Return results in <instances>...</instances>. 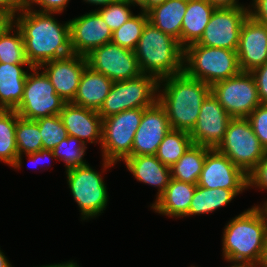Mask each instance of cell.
I'll return each mask as SVG.
<instances>
[{"mask_svg":"<svg viewBox=\"0 0 267 267\" xmlns=\"http://www.w3.org/2000/svg\"><path fill=\"white\" fill-rule=\"evenodd\" d=\"M26 5L11 21L20 30L28 63L39 67L43 63L72 54L70 24H60L53 13H42ZM15 19V20H14Z\"/></svg>","mask_w":267,"mask_h":267,"instance_id":"1","label":"cell"},{"mask_svg":"<svg viewBox=\"0 0 267 267\" xmlns=\"http://www.w3.org/2000/svg\"><path fill=\"white\" fill-rule=\"evenodd\" d=\"M158 92L157 101L165 109L171 129L190 132L211 86L182 72L159 79Z\"/></svg>","mask_w":267,"mask_h":267,"instance_id":"2","label":"cell"},{"mask_svg":"<svg viewBox=\"0 0 267 267\" xmlns=\"http://www.w3.org/2000/svg\"><path fill=\"white\" fill-rule=\"evenodd\" d=\"M262 206L249 208L225 226L222 250L227 262L260 263L267 236V209Z\"/></svg>","mask_w":267,"mask_h":267,"instance_id":"3","label":"cell"},{"mask_svg":"<svg viewBox=\"0 0 267 267\" xmlns=\"http://www.w3.org/2000/svg\"><path fill=\"white\" fill-rule=\"evenodd\" d=\"M134 53L142 73L155 76L158 80L183 72L184 48L179 41L149 21L144 26Z\"/></svg>","mask_w":267,"mask_h":267,"instance_id":"4","label":"cell"},{"mask_svg":"<svg viewBox=\"0 0 267 267\" xmlns=\"http://www.w3.org/2000/svg\"><path fill=\"white\" fill-rule=\"evenodd\" d=\"M183 72L209 86L238 75L237 52L193 43L184 48ZM187 63V64H185Z\"/></svg>","mask_w":267,"mask_h":267,"instance_id":"5","label":"cell"},{"mask_svg":"<svg viewBox=\"0 0 267 267\" xmlns=\"http://www.w3.org/2000/svg\"><path fill=\"white\" fill-rule=\"evenodd\" d=\"M143 111L142 108L125 110L102 119L103 170L131 157L134 136L139 128Z\"/></svg>","mask_w":267,"mask_h":267,"instance_id":"6","label":"cell"},{"mask_svg":"<svg viewBox=\"0 0 267 267\" xmlns=\"http://www.w3.org/2000/svg\"><path fill=\"white\" fill-rule=\"evenodd\" d=\"M158 84L155 76L144 73L132 79L114 81L98 114L104 119L125 110L147 108L158 99Z\"/></svg>","mask_w":267,"mask_h":267,"instance_id":"7","label":"cell"},{"mask_svg":"<svg viewBox=\"0 0 267 267\" xmlns=\"http://www.w3.org/2000/svg\"><path fill=\"white\" fill-rule=\"evenodd\" d=\"M248 175L265 156L266 150L247 118H232L223 141L216 148Z\"/></svg>","mask_w":267,"mask_h":267,"instance_id":"8","label":"cell"},{"mask_svg":"<svg viewBox=\"0 0 267 267\" xmlns=\"http://www.w3.org/2000/svg\"><path fill=\"white\" fill-rule=\"evenodd\" d=\"M67 183L82 219L93 218L106 209L108 193L100 173L89 164L66 170Z\"/></svg>","mask_w":267,"mask_h":267,"instance_id":"9","label":"cell"},{"mask_svg":"<svg viewBox=\"0 0 267 267\" xmlns=\"http://www.w3.org/2000/svg\"><path fill=\"white\" fill-rule=\"evenodd\" d=\"M32 72L27 74L22 101L15 109L19 117L36 120L41 117L59 115L67 103L59 95L42 71L38 67H32Z\"/></svg>","mask_w":267,"mask_h":267,"instance_id":"10","label":"cell"},{"mask_svg":"<svg viewBox=\"0 0 267 267\" xmlns=\"http://www.w3.org/2000/svg\"><path fill=\"white\" fill-rule=\"evenodd\" d=\"M211 94L232 118H247L261 104L255 79L250 72H240L213 84Z\"/></svg>","mask_w":267,"mask_h":267,"instance_id":"11","label":"cell"},{"mask_svg":"<svg viewBox=\"0 0 267 267\" xmlns=\"http://www.w3.org/2000/svg\"><path fill=\"white\" fill-rule=\"evenodd\" d=\"M87 65L114 81H123L142 74L134 51L112 42L92 50L87 56Z\"/></svg>","mask_w":267,"mask_h":267,"instance_id":"12","label":"cell"},{"mask_svg":"<svg viewBox=\"0 0 267 267\" xmlns=\"http://www.w3.org/2000/svg\"><path fill=\"white\" fill-rule=\"evenodd\" d=\"M248 10V7L216 8L197 44L237 51L240 30L249 15Z\"/></svg>","mask_w":267,"mask_h":267,"instance_id":"13","label":"cell"},{"mask_svg":"<svg viewBox=\"0 0 267 267\" xmlns=\"http://www.w3.org/2000/svg\"><path fill=\"white\" fill-rule=\"evenodd\" d=\"M197 185L210 189H228L238 195L244 189H248V176L232 163L227 156L216 149H211L206 154Z\"/></svg>","mask_w":267,"mask_h":267,"instance_id":"14","label":"cell"},{"mask_svg":"<svg viewBox=\"0 0 267 267\" xmlns=\"http://www.w3.org/2000/svg\"><path fill=\"white\" fill-rule=\"evenodd\" d=\"M231 119L210 93L202 103L195 126L189 132L193 144L216 149L223 141Z\"/></svg>","mask_w":267,"mask_h":267,"instance_id":"15","label":"cell"},{"mask_svg":"<svg viewBox=\"0 0 267 267\" xmlns=\"http://www.w3.org/2000/svg\"><path fill=\"white\" fill-rule=\"evenodd\" d=\"M69 24L73 54L87 56L92 50L112 41V30L96 10L69 20Z\"/></svg>","mask_w":267,"mask_h":267,"instance_id":"16","label":"cell"},{"mask_svg":"<svg viewBox=\"0 0 267 267\" xmlns=\"http://www.w3.org/2000/svg\"><path fill=\"white\" fill-rule=\"evenodd\" d=\"M87 66L86 56L71 54L51 60L38 67L52 83L55 92L67 103L74 100L80 84L82 72Z\"/></svg>","mask_w":267,"mask_h":267,"instance_id":"17","label":"cell"},{"mask_svg":"<svg viewBox=\"0 0 267 267\" xmlns=\"http://www.w3.org/2000/svg\"><path fill=\"white\" fill-rule=\"evenodd\" d=\"M171 130L166 111L158 101L144 108L131 156L155 155L165 135Z\"/></svg>","mask_w":267,"mask_h":267,"instance_id":"18","label":"cell"},{"mask_svg":"<svg viewBox=\"0 0 267 267\" xmlns=\"http://www.w3.org/2000/svg\"><path fill=\"white\" fill-rule=\"evenodd\" d=\"M241 72H251L267 62V26L247 16L242 24L237 48Z\"/></svg>","mask_w":267,"mask_h":267,"instance_id":"19","label":"cell"},{"mask_svg":"<svg viewBox=\"0 0 267 267\" xmlns=\"http://www.w3.org/2000/svg\"><path fill=\"white\" fill-rule=\"evenodd\" d=\"M68 135L80 139L83 144L102 143V118L98 111L66 103L59 113Z\"/></svg>","mask_w":267,"mask_h":267,"instance_id":"20","label":"cell"},{"mask_svg":"<svg viewBox=\"0 0 267 267\" xmlns=\"http://www.w3.org/2000/svg\"><path fill=\"white\" fill-rule=\"evenodd\" d=\"M124 163L139 182L159 187L156 200L164 193L171 179L170 167L162 164L155 155L131 156Z\"/></svg>","mask_w":267,"mask_h":267,"instance_id":"21","label":"cell"},{"mask_svg":"<svg viewBox=\"0 0 267 267\" xmlns=\"http://www.w3.org/2000/svg\"><path fill=\"white\" fill-rule=\"evenodd\" d=\"M113 81L102 73L94 71L88 65L82 72L74 105L99 111L108 96Z\"/></svg>","mask_w":267,"mask_h":267,"instance_id":"22","label":"cell"},{"mask_svg":"<svg viewBox=\"0 0 267 267\" xmlns=\"http://www.w3.org/2000/svg\"><path fill=\"white\" fill-rule=\"evenodd\" d=\"M195 184L170 179L164 193L152 204L153 210L169 217H185L193 198Z\"/></svg>","mask_w":267,"mask_h":267,"instance_id":"23","label":"cell"},{"mask_svg":"<svg viewBox=\"0 0 267 267\" xmlns=\"http://www.w3.org/2000/svg\"><path fill=\"white\" fill-rule=\"evenodd\" d=\"M30 64H9L0 62V109L15 110L24 95L27 71L22 66Z\"/></svg>","mask_w":267,"mask_h":267,"instance_id":"24","label":"cell"},{"mask_svg":"<svg viewBox=\"0 0 267 267\" xmlns=\"http://www.w3.org/2000/svg\"><path fill=\"white\" fill-rule=\"evenodd\" d=\"M215 9L207 0H187L181 29L183 48L200 40Z\"/></svg>","mask_w":267,"mask_h":267,"instance_id":"25","label":"cell"},{"mask_svg":"<svg viewBox=\"0 0 267 267\" xmlns=\"http://www.w3.org/2000/svg\"><path fill=\"white\" fill-rule=\"evenodd\" d=\"M186 8L187 0H167L147 12L148 21L181 45L182 20Z\"/></svg>","mask_w":267,"mask_h":267,"instance_id":"26","label":"cell"},{"mask_svg":"<svg viewBox=\"0 0 267 267\" xmlns=\"http://www.w3.org/2000/svg\"><path fill=\"white\" fill-rule=\"evenodd\" d=\"M211 149L193 144L183 156L170 167L171 178L197 185L206 154Z\"/></svg>","mask_w":267,"mask_h":267,"instance_id":"27","label":"cell"},{"mask_svg":"<svg viewBox=\"0 0 267 267\" xmlns=\"http://www.w3.org/2000/svg\"><path fill=\"white\" fill-rule=\"evenodd\" d=\"M236 196L237 194L232 190L210 189L197 185L186 216L214 212L216 209L226 206Z\"/></svg>","mask_w":267,"mask_h":267,"instance_id":"28","label":"cell"},{"mask_svg":"<svg viewBox=\"0 0 267 267\" xmlns=\"http://www.w3.org/2000/svg\"><path fill=\"white\" fill-rule=\"evenodd\" d=\"M15 134L18 156L12 167L14 169H21L22 154H31L43 149L42 136L36 120H29L22 117L17 119Z\"/></svg>","mask_w":267,"mask_h":267,"instance_id":"29","label":"cell"},{"mask_svg":"<svg viewBox=\"0 0 267 267\" xmlns=\"http://www.w3.org/2000/svg\"><path fill=\"white\" fill-rule=\"evenodd\" d=\"M13 28L16 29L13 30ZM0 62L9 64H29L25 53L22 34L12 21L0 32Z\"/></svg>","mask_w":267,"mask_h":267,"instance_id":"30","label":"cell"},{"mask_svg":"<svg viewBox=\"0 0 267 267\" xmlns=\"http://www.w3.org/2000/svg\"><path fill=\"white\" fill-rule=\"evenodd\" d=\"M192 145L189 132L172 129L165 135L155 156L162 164L171 167Z\"/></svg>","mask_w":267,"mask_h":267,"instance_id":"31","label":"cell"},{"mask_svg":"<svg viewBox=\"0 0 267 267\" xmlns=\"http://www.w3.org/2000/svg\"><path fill=\"white\" fill-rule=\"evenodd\" d=\"M18 118L15 110L0 109V161L11 167L18 156L15 134Z\"/></svg>","mask_w":267,"mask_h":267,"instance_id":"32","label":"cell"},{"mask_svg":"<svg viewBox=\"0 0 267 267\" xmlns=\"http://www.w3.org/2000/svg\"><path fill=\"white\" fill-rule=\"evenodd\" d=\"M147 22L148 15L144 11H141L138 15H132L118 29L113 31L111 42L134 51Z\"/></svg>","mask_w":267,"mask_h":267,"instance_id":"33","label":"cell"},{"mask_svg":"<svg viewBox=\"0 0 267 267\" xmlns=\"http://www.w3.org/2000/svg\"><path fill=\"white\" fill-rule=\"evenodd\" d=\"M86 148L80 139L68 136L53 149V153L56 159L60 158L59 160L65 163L67 170L87 164L86 160H83Z\"/></svg>","mask_w":267,"mask_h":267,"instance_id":"34","label":"cell"},{"mask_svg":"<svg viewBox=\"0 0 267 267\" xmlns=\"http://www.w3.org/2000/svg\"><path fill=\"white\" fill-rule=\"evenodd\" d=\"M36 121L42 136L43 149L53 150L63 139L69 136L59 115L41 117Z\"/></svg>","mask_w":267,"mask_h":267,"instance_id":"35","label":"cell"},{"mask_svg":"<svg viewBox=\"0 0 267 267\" xmlns=\"http://www.w3.org/2000/svg\"><path fill=\"white\" fill-rule=\"evenodd\" d=\"M131 5L126 0H117L96 11L113 32L134 15L129 8Z\"/></svg>","mask_w":267,"mask_h":267,"instance_id":"36","label":"cell"},{"mask_svg":"<svg viewBox=\"0 0 267 267\" xmlns=\"http://www.w3.org/2000/svg\"><path fill=\"white\" fill-rule=\"evenodd\" d=\"M247 119L249 120L253 132L260 140L261 145L267 151V104H260L251 112Z\"/></svg>","mask_w":267,"mask_h":267,"instance_id":"37","label":"cell"},{"mask_svg":"<svg viewBox=\"0 0 267 267\" xmlns=\"http://www.w3.org/2000/svg\"><path fill=\"white\" fill-rule=\"evenodd\" d=\"M247 176L248 188L255 186V188L258 187L262 190L267 189V151L262 160Z\"/></svg>","mask_w":267,"mask_h":267,"instance_id":"38","label":"cell"},{"mask_svg":"<svg viewBox=\"0 0 267 267\" xmlns=\"http://www.w3.org/2000/svg\"><path fill=\"white\" fill-rule=\"evenodd\" d=\"M256 82L261 104H267V62L250 72Z\"/></svg>","mask_w":267,"mask_h":267,"instance_id":"39","label":"cell"},{"mask_svg":"<svg viewBox=\"0 0 267 267\" xmlns=\"http://www.w3.org/2000/svg\"><path fill=\"white\" fill-rule=\"evenodd\" d=\"M69 0H31L27 5L32 6V4L39 5L40 10H35L42 13H62L67 7Z\"/></svg>","mask_w":267,"mask_h":267,"instance_id":"40","label":"cell"},{"mask_svg":"<svg viewBox=\"0 0 267 267\" xmlns=\"http://www.w3.org/2000/svg\"><path fill=\"white\" fill-rule=\"evenodd\" d=\"M248 11L254 20L267 26V0H253Z\"/></svg>","mask_w":267,"mask_h":267,"instance_id":"41","label":"cell"},{"mask_svg":"<svg viewBox=\"0 0 267 267\" xmlns=\"http://www.w3.org/2000/svg\"><path fill=\"white\" fill-rule=\"evenodd\" d=\"M23 0H0V12L4 13L11 20L25 8Z\"/></svg>","mask_w":267,"mask_h":267,"instance_id":"42","label":"cell"},{"mask_svg":"<svg viewBox=\"0 0 267 267\" xmlns=\"http://www.w3.org/2000/svg\"><path fill=\"white\" fill-rule=\"evenodd\" d=\"M26 156L28 157L29 160H31V162L33 161L34 163H39V161L43 158L51 159L52 157L53 159H56V157L54 156L53 150H47V149H41L38 152L26 154Z\"/></svg>","mask_w":267,"mask_h":267,"instance_id":"43","label":"cell"},{"mask_svg":"<svg viewBox=\"0 0 267 267\" xmlns=\"http://www.w3.org/2000/svg\"><path fill=\"white\" fill-rule=\"evenodd\" d=\"M215 8H241L244 7L239 0H207ZM239 3V4H238Z\"/></svg>","mask_w":267,"mask_h":267,"instance_id":"44","label":"cell"},{"mask_svg":"<svg viewBox=\"0 0 267 267\" xmlns=\"http://www.w3.org/2000/svg\"><path fill=\"white\" fill-rule=\"evenodd\" d=\"M167 0H146L145 3L140 7L142 11L147 13L150 9L155 6L163 4Z\"/></svg>","mask_w":267,"mask_h":267,"instance_id":"45","label":"cell"},{"mask_svg":"<svg viewBox=\"0 0 267 267\" xmlns=\"http://www.w3.org/2000/svg\"><path fill=\"white\" fill-rule=\"evenodd\" d=\"M258 267H267V236L265 239L263 254H262L260 263L258 264Z\"/></svg>","mask_w":267,"mask_h":267,"instance_id":"46","label":"cell"},{"mask_svg":"<svg viewBox=\"0 0 267 267\" xmlns=\"http://www.w3.org/2000/svg\"><path fill=\"white\" fill-rule=\"evenodd\" d=\"M85 2H87V3H90V4H96V5H100L101 7L103 6H107V5H109L110 3H113V2H115V1H117V0H84Z\"/></svg>","mask_w":267,"mask_h":267,"instance_id":"47","label":"cell"},{"mask_svg":"<svg viewBox=\"0 0 267 267\" xmlns=\"http://www.w3.org/2000/svg\"><path fill=\"white\" fill-rule=\"evenodd\" d=\"M41 267H80L79 265H77V263L73 262V261H69L67 263H58V264H51V265H44Z\"/></svg>","mask_w":267,"mask_h":267,"instance_id":"48","label":"cell"},{"mask_svg":"<svg viewBox=\"0 0 267 267\" xmlns=\"http://www.w3.org/2000/svg\"><path fill=\"white\" fill-rule=\"evenodd\" d=\"M10 21L11 19L9 17H7L4 13L0 12V32Z\"/></svg>","mask_w":267,"mask_h":267,"instance_id":"49","label":"cell"},{"mask_svg":"<svg viewBox=\"0 0 267 267\" xmlns=\"http://www.w3.org/2000/svg\"><path fill=\"white\" fill-rule=\"evenodd\" d=\"M4 253L0 250V267H12Z\"/></svg>","mask_w":267,"mask_h":267,"instance_id":"50","label":"cell"},{"mask_svg":"<svg viewBox=\"0 0 267 267\" xmlns=\"http://www.w3.org/2000/svg\"><path fill=\"white\" fill-rule=\"evenodd\" d=\"M234 265L230 267H258L257 265L254 264H249V263H233Z\"/></svg>","mask_w":267,"mask_h":267,"instance_id":"51","label":"cell"},{"mask_svg":"<svg viewBox=\"0 0 267 267\" xmlns=\"http://www.w3.org/2000/svg\"><path fill=\"white\" fill-rule=\"evenodd\" d=\"M128 3L132 4L133 6H142L146 0H126ZM135 4V5H134Z\"/></svg>","mask_w":267,"mask_h":267,"instance_id":"52","label":"cell"},{"mask_svg":"<svg viewBox=\"0 0 267 267\" xmlns=\"http://www.w3.org/2000/svg\"><path fill=\"white\" fill-rule=\"evenodd\" d=\"M31 0H23V2L27 5Z\"/></svg>","mask_w":267,"mask_h":267,"instance_id":"53","label":"cell"},{"mask_svg":"<svg viewBox=\"0 0 267 267\" xmlns=\"http://www.w3.org/2000/svg\"><path fill=\"white\" fill-rule=\"evenodd\" d=\"M264 205H265V207H266V209H267V201H266V202H264Z\"/></svg>","mask_w":267,"mask_h":267,"instance_id":"54","label":"cell"}]
</instances>
